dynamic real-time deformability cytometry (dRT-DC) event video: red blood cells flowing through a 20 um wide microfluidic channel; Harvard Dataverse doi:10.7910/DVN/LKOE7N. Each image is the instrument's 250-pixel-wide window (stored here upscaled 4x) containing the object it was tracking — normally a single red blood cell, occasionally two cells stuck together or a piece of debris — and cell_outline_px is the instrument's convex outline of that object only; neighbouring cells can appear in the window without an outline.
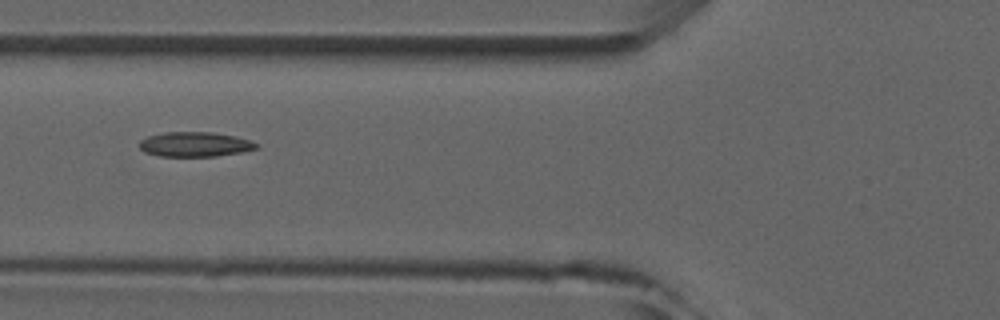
{"species": "common noctule bat (a hibernating species)", "species_latin": "Nyctalus noctula", "temperature_condition": "room temperature", "stored_images_in_passage": 6, "camera_frame_rate_fps": 3000, "um_per_image_px": 0.085, "animal": {"sex": "male", "forearm_length_mm": 52.5}, "frame": {"image": 1, "passage_image": 6, "time_ms": 5.667, "image_size_px": [1000, 320], "cell_outline_px": [[260, 148], [240, 152], [216, 156], [160, 156], [144, 152], [140, 148], [140, 140], [148, 136], [164, 132], [212, 132], [236, 136], [260, 144]], "centroid_in_image_um": [16.59, 12.26], "position_along_channel_um": 109.2, "area_um2": 16.88}}